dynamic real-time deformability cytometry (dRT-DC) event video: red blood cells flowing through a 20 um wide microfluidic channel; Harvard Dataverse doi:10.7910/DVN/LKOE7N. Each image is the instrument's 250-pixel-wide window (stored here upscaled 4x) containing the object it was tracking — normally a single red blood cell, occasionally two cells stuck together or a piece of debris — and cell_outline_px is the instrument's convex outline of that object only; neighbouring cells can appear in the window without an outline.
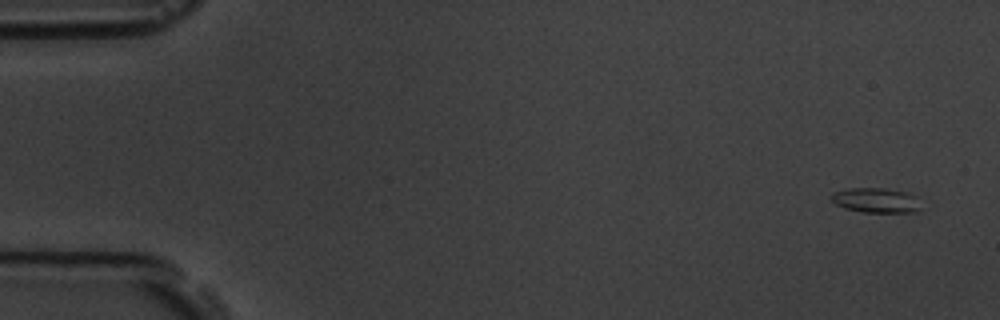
{"species": "common noctule bat (a hibernating species)", "species_latin": "Nyctalus noctula", "temperature_condition": "room temperature", "stored_images_in_passage": 5, "camera_frame_rate_fps": 3000, "um_per_image_px": 0.085, "animal": {"sex": "male", "body_mass_g": 19.5, "forearm_length_mm": 54.6}, "frame": {"image": 1, "passage_image": 1, "time_ms": 0.0, "image_size_px": [1000, 320], "cell_outline_px": [[920, 212], [860, 212], [844, 208], [836, 204], [832, 200], [832, 192], [848, 188], [884, 188], [908, 192], [916, 196], [920, 208]], "centroid_in_image_um": [74.47, 17.02], "position_along_channel_um": 10.5, "area_um2": 13.06}}
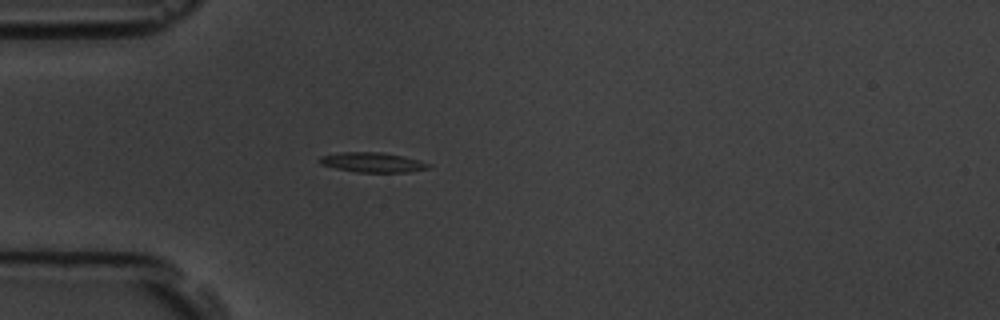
{"frame": {"image": 2, "passage_image": 5, "time_ms": 4.667, "image_size_px": [1000, 320], "cell_outline_px": [[432, 168], [408, 172], [356, 172], [336, 168], [320, 164], [316, 160], [320, 156], [340, 152], [384, 152], [404, 156], [420, 160], [432, 164]], "centroid_in_image_um": [31.69, 13.79], "position_along_channel_um": 53.3, "area_um2": 12.83}}